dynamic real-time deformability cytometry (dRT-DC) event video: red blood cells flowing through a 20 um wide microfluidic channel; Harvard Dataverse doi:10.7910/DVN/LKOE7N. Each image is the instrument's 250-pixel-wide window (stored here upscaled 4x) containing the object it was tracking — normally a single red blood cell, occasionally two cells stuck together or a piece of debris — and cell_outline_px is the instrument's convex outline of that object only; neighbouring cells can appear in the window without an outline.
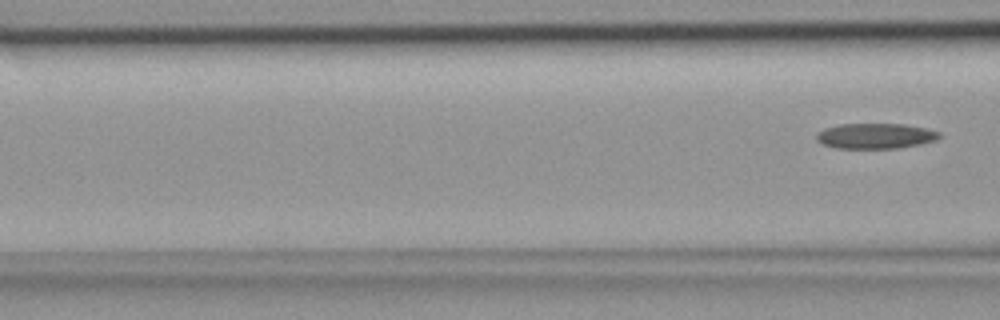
{"species": "common noctule bat (a hibernating species)", "species_latin": "Nyctalus noctula", "temperature_condition": "room temperature", "stored_images_in_passage": 3, "camera_frame_rate_fps": 3000, "um_per_image_px": 0.085, "animal": {"sex": "female", "body_mass_g": 18.4}, "frame": {"image": 1, "passage_image": 3, "time_ms": 0.667, "image_size_px": [1000, 320], "cell_outline_px": [[940, 136], [936, 140], [920, 144], [900, 148], [836, 148], [824, 144], [816, 140], [816, 132], [824, 128], [840, 124], [904, 124], [928, 128], [940, 132]], "centroid_in_image_um": [74.41, 11.55], "position_along_channel_um": 92.2, "area_um2": 18.26}}